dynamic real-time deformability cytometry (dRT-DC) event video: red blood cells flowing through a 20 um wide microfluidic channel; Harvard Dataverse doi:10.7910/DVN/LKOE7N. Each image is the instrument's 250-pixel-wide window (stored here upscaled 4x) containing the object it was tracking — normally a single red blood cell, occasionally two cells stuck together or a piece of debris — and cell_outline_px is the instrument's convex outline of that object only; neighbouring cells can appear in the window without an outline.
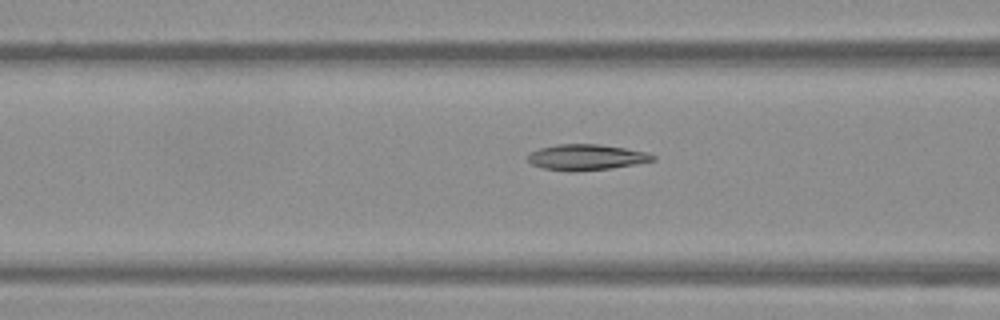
{"species": "Egyptian fruit bat (a non-hibernating species)", "species_latin": "Rousettus aegyptiacus", "temperature_condition": "warm", "stored_images_in_passage": 42, "camera_frame_rate_fps": 3000, "um_per_image_px": 0.085, "frame": {"image": 1, "passage_image": 20, "time_ms": 6.333, "image_size_px": [1000, 320], "cell_outline_px": [[656, 160], [636, 164], [612, 168], [572, 172], [544, 168], [532, 164], [528, 160], [528, 156], [532, 152], [540, 148], [556, 144], [600, 144], [648, 152], [656, 156]], "centroid_in_image_um": [49.88, 13.36], "position_along_channel_um": 116.7, "area_um2": 18.79}}
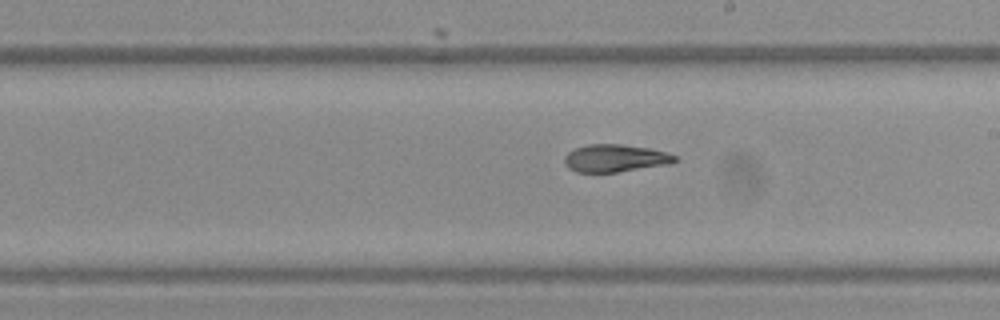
{"frame": {"image": 2, "passage_image": 29, "time_ms": 9.333, "image_size_px": [1000, 320], "cell_outline_px": [[676, 160], [672, 164], [616, 172], [576, 172], [568, 168], [564, 164], [564, 156], [568, 152], [576, 148], [588, 144], [624, 144], [652, 148], [676, 156]], "centroid_in_image_um": [52.28, 13.44], "position_along_channel_um": 236.7, "area_um2": 17.86}}
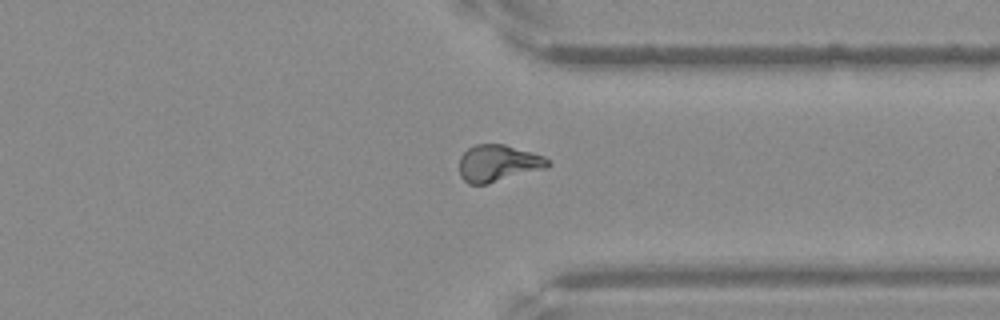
{"frame": {"image": 3, "passage_image": 39, "time_ms": 12.667, "image_size_px": [1000, 320], "cell_outline_px": [[552, 164], [548, 168], [488, 184], [468, 184], [460, 176], [460, 156], [468, 148], [476, 144], [504, 144], [532, 152], [544, 156]], "centroid_in_image_um": [42.36, 13.88], "position_along_channel_um": 369.0, "area_um2": 19.19}}